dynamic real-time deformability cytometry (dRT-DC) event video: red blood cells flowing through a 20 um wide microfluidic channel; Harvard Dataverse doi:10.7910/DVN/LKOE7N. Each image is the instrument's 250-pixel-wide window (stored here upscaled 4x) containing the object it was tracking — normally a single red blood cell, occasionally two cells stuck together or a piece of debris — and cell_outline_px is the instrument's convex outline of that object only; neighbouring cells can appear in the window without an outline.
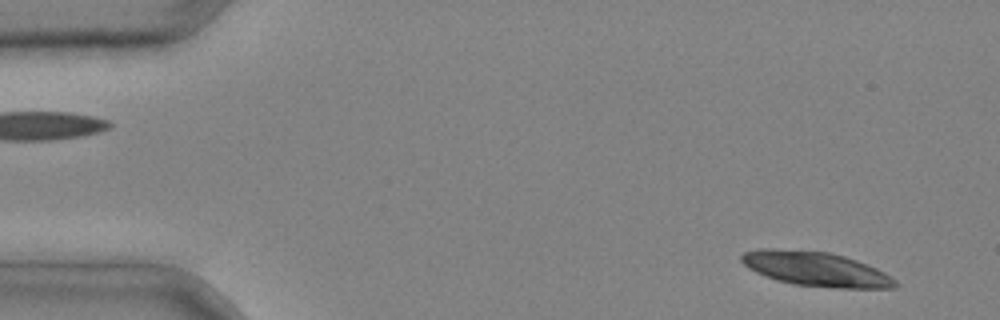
{"species": "common noctule bat (a hibernating species)", "species_latin": "Nyctalus noctula", "temperature_condition": "cold", "stored_images_in_passage": 3, "camera_frame_rate_fps": 3000, "um_per_image_px": 0.085, "animal": {"sex": "male", "body_mass_g": 20.4}, "frame": {"image": 1, "passage_image": 3, "time_ms": 0.667, "image_size_px": [1000, 320], "cell_outline_px": [[900, 284], [896, 288], [836, 288], [792, 284], [776, 280], [764, 276], [748, 268], [740, 260], [740, 256], [744, 252], [756, 248], [776, 248], [828, 252], [844, 256], [856, 260], [876, 268], [884, 272], [896, 280]], "centroid_in_image_um": [69.32, 22.86], "position_along_channel_um": 15.7, "area_um2": 31.1}}